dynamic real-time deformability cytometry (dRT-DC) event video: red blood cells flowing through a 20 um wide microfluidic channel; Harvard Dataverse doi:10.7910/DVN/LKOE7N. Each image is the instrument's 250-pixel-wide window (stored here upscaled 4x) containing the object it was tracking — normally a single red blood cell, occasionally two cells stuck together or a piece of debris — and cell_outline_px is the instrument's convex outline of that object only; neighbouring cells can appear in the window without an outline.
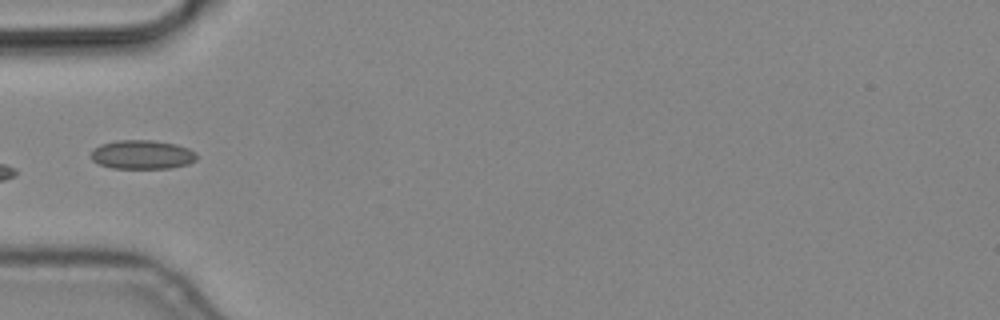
{"species": "common noctule bat (a hibernating species)", "species_latin": "Nyctalus noctula", "temperature_condition": "cold", "stored_images_in_passage": 5, "camera_frame_rate_fps": 3000, "um_per_image_px": 0.085, "animal": {"sex": "male", "body_mass_g": 19.2, "forearm_length_mm": 51.8}, "frame": {"image": 1, "passage_image": 4, "time_ms": 1.0, "image_size_px": [1000, 320], "cell_outline_px": [[196, 160], [188, 164], [172, 168], [112, 168], [100, 164], [92, 160], [88, 156], [92, 148], [100, 144], [116, 140], [152, 140], [176, 144], [188, 148], [196, 152]], "centroid_in_image_um": [12.04, 13.13], "position_along_channel_um": 73.0, "area_um2": 18.09}}
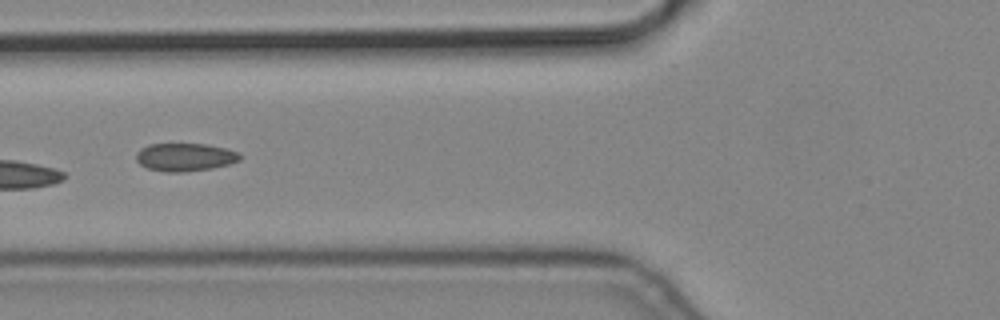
{"frame": {"image": 2, "passage_image": 5, "time_ms": 1.333, "image_size_px": [1000, 320], "cell_outline_px": [[240, 160], [228, 164], [212, 168], [184, 172], [164, 172], [148, 168], [140, 164], [136, 160], [136, 152], [140, 148], [148, 144], [208, 144], [240, 152]], "centroid_in_image_um": [15.7, 13.35], "position_along_channel_um": 110.1, "area_um2": 16.99}}